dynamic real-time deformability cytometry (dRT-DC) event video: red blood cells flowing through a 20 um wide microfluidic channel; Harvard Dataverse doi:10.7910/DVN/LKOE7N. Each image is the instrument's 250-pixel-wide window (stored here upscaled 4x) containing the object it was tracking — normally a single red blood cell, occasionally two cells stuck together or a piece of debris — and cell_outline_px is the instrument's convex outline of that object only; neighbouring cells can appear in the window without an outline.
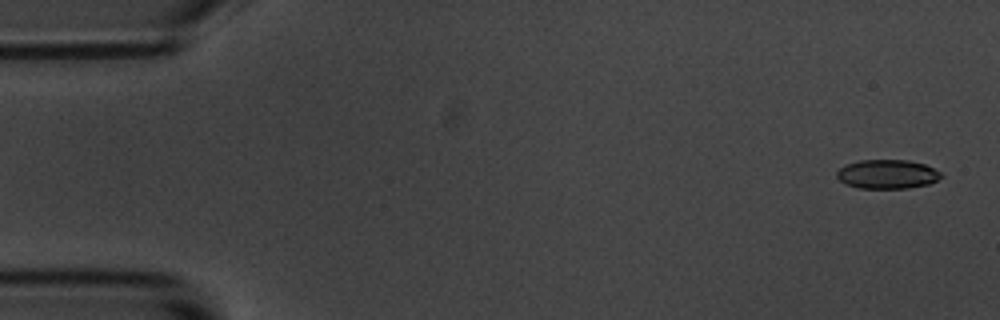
{"species": "common noctule bat (a hibernating species)", "species_latin": "Nyctalus noctula", "temperature_condition": "room temperature", "stored_images_in_passage": 4, "camera_frame_rate_fps": 3000, "um_per_image_px": 0.085, "animal": {"sex": "male", "body_mass_g": 20.1, "forearm_length_mm": 53.5}, "frame": {"image": 1, "passage_image": 1, "time_ms": 0.0, "image_size_px": [1000, 320], "cell_outline_px": [[944, 176], [928, 184], [908, 188], [860, 188], [844, 184], [836, 176], [836, 172], [844, 164], [860, 160], [908, 160], [924, 164], [940, 172]], "centroid_in_image_um": [75.39, 14.8], "position_along_channel_um": 9.6, "area_um2": 17.69}}
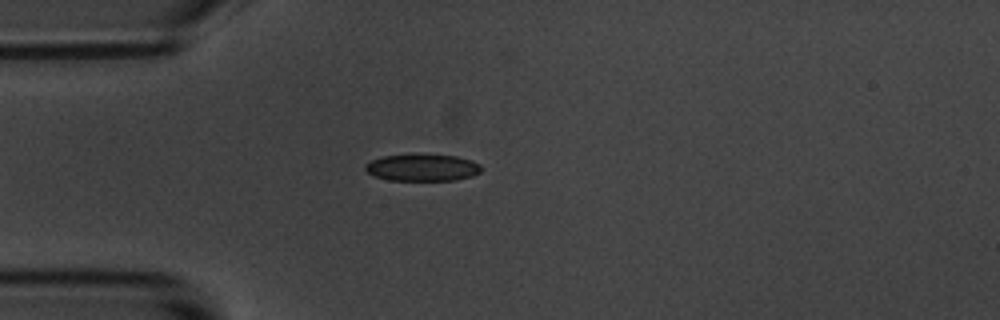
{"frame": {"image": 2, "passage_image": 4, "time_ms": 4.333, "image_size_px": [1000, 320], "cell_outline_px": [[484, 168], [480, 172], [472, 176], [456, 180], [388, 180], [376, 176], [368, 172], [364, 168], [364, 164], [372, 160], [384, 156], [456, 156], [472, 160], [480, 164]], "centroid_in_image_um": [35.95, 14.27], "position_along_channel_um": 49.1, "area_um2": 17.74}}